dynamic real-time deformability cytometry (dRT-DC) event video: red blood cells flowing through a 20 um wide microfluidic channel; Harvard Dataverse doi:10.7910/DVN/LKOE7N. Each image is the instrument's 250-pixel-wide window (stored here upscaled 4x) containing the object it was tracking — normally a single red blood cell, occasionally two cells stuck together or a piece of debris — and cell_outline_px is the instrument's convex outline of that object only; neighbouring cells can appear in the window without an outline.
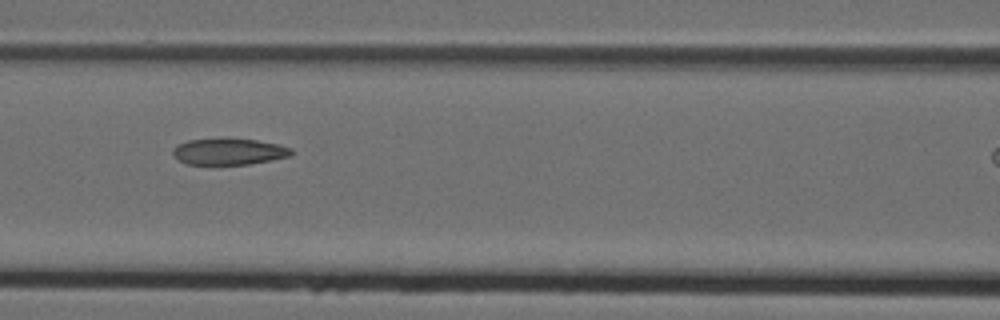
{"species": "Egyptian fruit bat (a non-hibernating species)", "species_latin": "Rousettus aegyptiacus", "temperature_condition": "cold", "stored_images_in_passage": 4, "camera_frame_rate_fps": 3000, "um_per_image_px": 0.085, "animal": {"sex": "female"}, "frame": {"image": 1, "passage_image": 3, "time_ms": 0.667, "image_size_px": [1000, 320], "cell_outline_px": [[296, 152], [292, 156], [272, 160], [248, 164], [188, 164], [180, 160], [172, 152], [172, 148], [176, 144], [188, 140], [224, 136], [228, 136], [256, 140], [276, 144], [292, 148]], "centroid_in_image_um": [19.48, 12.84], "position_along_channel_um": 147.1, "area_um2": 18.84}}